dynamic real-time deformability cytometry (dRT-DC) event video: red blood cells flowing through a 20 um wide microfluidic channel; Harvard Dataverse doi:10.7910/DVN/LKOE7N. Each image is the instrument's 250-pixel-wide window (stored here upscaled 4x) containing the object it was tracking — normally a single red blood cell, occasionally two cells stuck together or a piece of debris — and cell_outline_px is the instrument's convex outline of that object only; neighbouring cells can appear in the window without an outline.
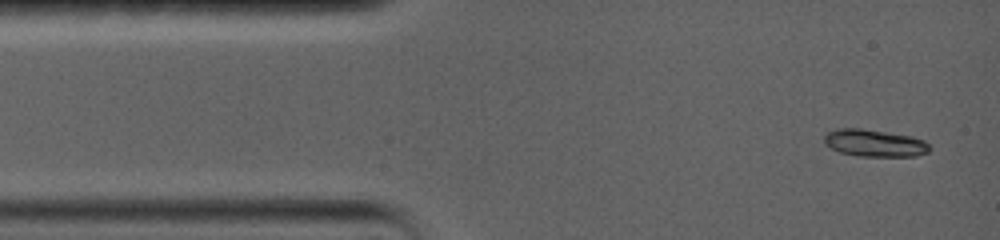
{"species": "common noctule bat (a hibernating species)", "species_latin": "Nyctalus noctula", "temperature_condition": "warm", "stored_images_in_passage": 4, "camera_frame_rate_fps": 5000, "um_per_image_px": 0.085, "animal": {"sex": "female", "body_mass_g": 19.0, "forearm_length_mm": 56.7}, "frame": {"image": 1, "passage_image": 1, "time_ms": 0.0, "image_size_px": [1000, 240], "cell_outline_px": [[932, 148], [928, 152], [916, 156], [860, 156], [840, 152], [824, 144], [824, 136], [828, 132], [836, 128], [860, 128], [912, 136], [924, 140]], "centroid_in_image_um": [74.34, 12.16], "position_along_channel_um": 10.7, "area_um2": 16.7}}
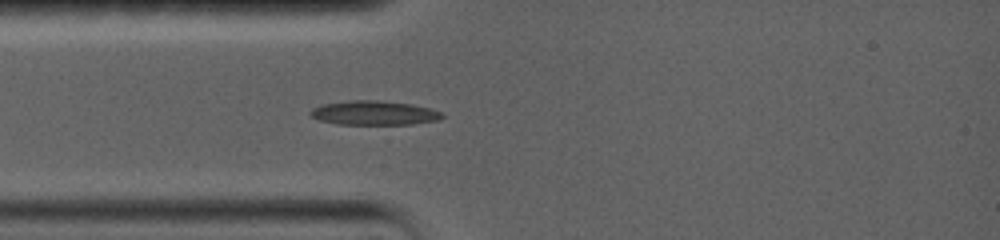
{"frame": {"image": 2, "passage_image": 4, "time_ms": 3.0, "image_size_px": [1000, 240], "cell_outline_px": [[444, 116], [440, 120], [412, 124], [336, 124], [320, 120], [312, 116], [308, 112], [312, 108], [320, 104], [348, 100], [380, 100], [412, 104], [444, 112]], "centroid_in_image_um": [31.8, 9.59], "position_along_channel_um": 53.2, "area_um2": 18.79}}